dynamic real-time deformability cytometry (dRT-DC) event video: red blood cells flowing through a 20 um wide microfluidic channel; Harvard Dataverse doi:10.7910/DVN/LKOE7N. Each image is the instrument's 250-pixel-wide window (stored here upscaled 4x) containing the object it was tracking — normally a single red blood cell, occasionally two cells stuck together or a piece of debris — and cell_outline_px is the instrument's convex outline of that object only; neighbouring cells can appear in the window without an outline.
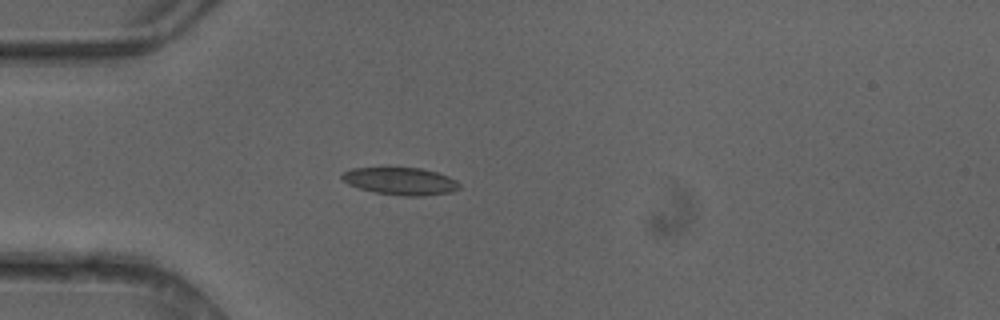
{"species": "common noctule bat (a hibernating species)", "species_latin": "Nyctalus noctula", "temperature_condition": "cold", "stored_images_in_passage": 4, "camera_frame_rate_fps": 3000, "um_per_image_px": 0.085, "animal": {"sex": "female"}, "frame": {"image": 1, "passage_image": 4, "time_ms": 1.0, "image_size_px": [1000, 320], "cell_outline_px": [[460, 188], [452, 192], [424, 196], [404, 196], [376, 192], [360, 188], [348, 184], [340, 180], [340, 176], [344, 172], [352, 168], [420, 168], [436, 172], [448, 176], [456, 180], [460, 184]], "centroid_in_image_um": [34.05, 15.4], "position_along_channel_um": 51.0, "area_um2": 18.73}}